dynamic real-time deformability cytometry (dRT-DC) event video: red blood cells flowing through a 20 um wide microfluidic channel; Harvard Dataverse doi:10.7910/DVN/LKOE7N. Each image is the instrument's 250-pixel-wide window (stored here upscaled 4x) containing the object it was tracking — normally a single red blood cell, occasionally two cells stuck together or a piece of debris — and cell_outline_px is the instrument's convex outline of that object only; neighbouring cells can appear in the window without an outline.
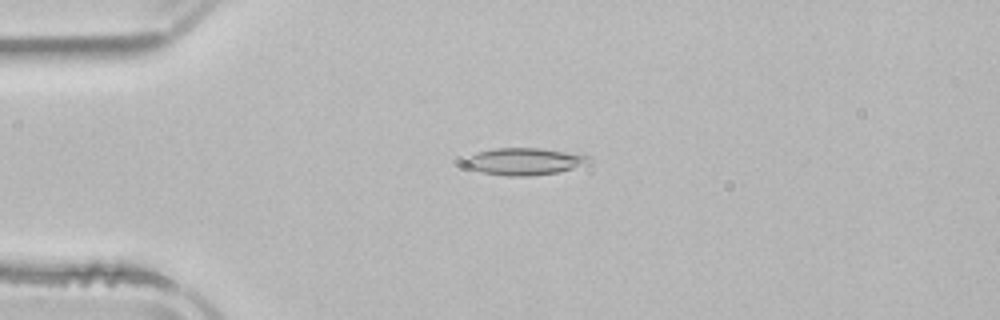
{"species": "common noctule bat (a hibernating species)", "species_latin": "Nyctalus noctula", "temperature_condition": "room temperature", "stored_images_in_passage": 4, "camera_frame_rate_fps": 3000, "um_per_image_px": 0.085, "animal": {"sex": "male", "body_mass_g": 21.5, "forearm_length_mm": 52.0}, "frame": {"image": 1, "passage_image": 2, "time_ms": 1.333, "image_size_px": [1000, 320], "cell_outline_px": [[592, 160], [572, 168], [556, 172], [532, 176], [508, 176], [484, 172], [468, 168], [464, 164], [464, 160], [476, 152], [492, 148], [540, 148], [588, 156]], "centroid_in_image_um": [44.49, 13.72], "position_along_channel_um": 40.5, "area_um2": 19.19}}
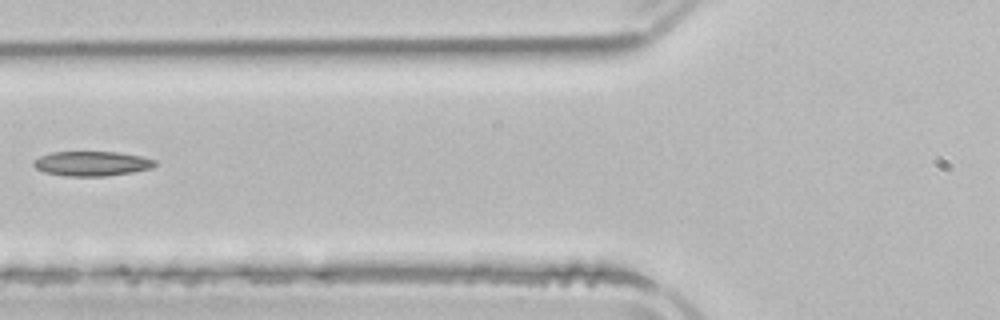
{"frame": {"image": 2, "passage_image": 4, "time_ms": 4.0, "image_size_px": [1000, 320], "cell_outline_px": [[156, 164], [152, 168], [132, 172], [104, 176], [64, 176], [44, 172], [36, 168], [32, 164], [32, 160], [40, 156], [52, 152], [120, 152], [140, 156], [156, 160]], "centroid_in_image_um": [7.78, 13.9], "position_along_channel_um": 118.0, "area_um2": 17.51}}